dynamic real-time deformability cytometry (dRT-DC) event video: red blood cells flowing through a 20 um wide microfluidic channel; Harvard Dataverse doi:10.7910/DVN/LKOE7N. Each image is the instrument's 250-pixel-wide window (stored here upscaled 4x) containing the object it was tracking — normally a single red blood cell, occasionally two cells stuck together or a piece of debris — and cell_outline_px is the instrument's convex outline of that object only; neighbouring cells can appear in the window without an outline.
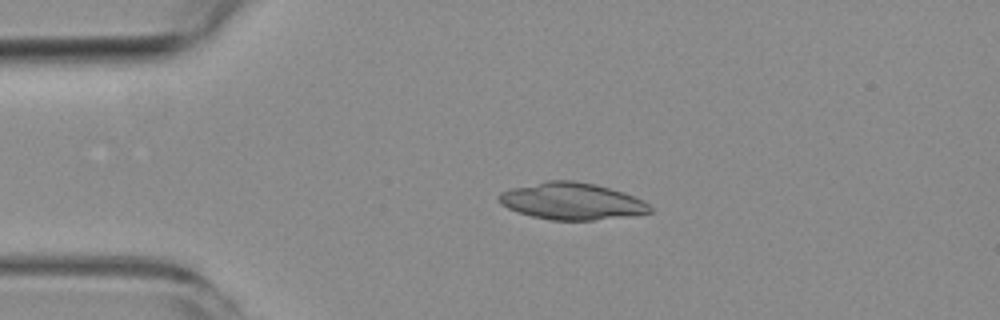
{"species": "common noctule bat (a hibernating species)", "species_latin": "Nyctalus noctula", "temperature_condition": "room temperature", "stored_images_in_passage": 3, "camera_frame_rate_fps": 3000, "um_per_image_px": 0.085, "animal": {"sex": "female", "body_mass_g": 19.3, "forearm_length_mm": 54.1}, "frame": {"image": 1, "passage_image": 2, "time_ms": 1.333, "image_size_px": [1000, 320], "cell_outline_px": [[652, 212], [624, 216], [592, 220], [552, 220], [532, 216], [508, 208], [500, 204], [496, 196], [500, 192], [512, 188], [548, 180], [572, 180], [596, 184], [624, 192], [648, 204], [652, 208]], "centroid_in_image_um": [48.56, 17.09], "position_along_channel_um": 36.4, "area_um2": 32.19}}